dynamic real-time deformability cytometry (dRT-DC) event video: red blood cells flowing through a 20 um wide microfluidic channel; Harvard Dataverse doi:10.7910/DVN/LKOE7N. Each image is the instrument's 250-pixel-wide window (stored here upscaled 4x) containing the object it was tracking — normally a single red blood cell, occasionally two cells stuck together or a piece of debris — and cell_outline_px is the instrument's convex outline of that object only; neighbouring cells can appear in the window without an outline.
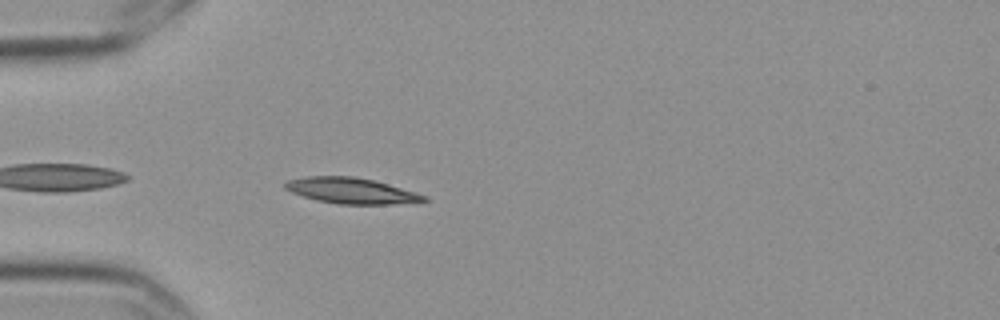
{"species": "Egyptian fruit bat (a non-hibernating species)", "species_latin": "Rousettus aegyptiacus", "temperature_condition": "cold", "stored_images_in_passage": 4, "camera_frame_rate_fps": 3000, "um_per_image_px": 0.085, "frame": {"image": 1, "passage_image": 4, "time_ms": 1.0, "image_size_px": [1000, 320], "cell_outline_px": [[428, 200], [392, 204], [336, 204], [316, 200], [292, 192], [284, 188], [284, 184], [288, 180], [304, 176], [352, 176], [372, 180], [388, 184], [416, 192], [428, 196]], "centroid_in_image_um": [29.84, 16.2], "position_along_channel_um": 55.2, "area_um2": 20.75}}